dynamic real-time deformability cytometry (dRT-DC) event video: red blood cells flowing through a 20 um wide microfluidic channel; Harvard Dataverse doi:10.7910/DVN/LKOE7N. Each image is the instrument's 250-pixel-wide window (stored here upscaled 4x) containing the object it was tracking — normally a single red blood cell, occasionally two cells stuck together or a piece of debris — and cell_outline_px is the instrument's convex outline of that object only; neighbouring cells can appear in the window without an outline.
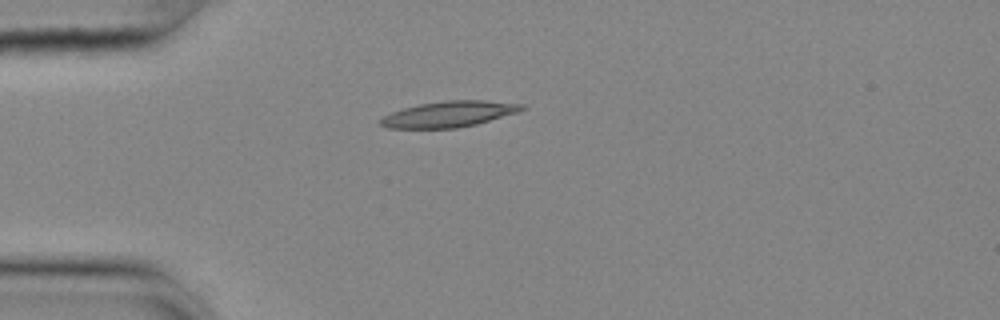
{"species": "common noctule bat (a hibernating species)", "species_latin": "Nyctalus noctula", "temperature_condition": "cold", "stored_images_in_passage": 42, "camera_frame_rate_fps": 3000, "um_per_image_px": 0.085, "animal": {"sex": "female", "body_mass_g": 25.1}, "frame": {"image": 1, "passage_image": 1, "time_ms": 0.0, "image_size_px": [1000, 320], "cell_outline_px": [[528, 108], [520, 112], [476, 124], [456, 128], [388, 128], [380, 124], [380, 120], [384, 116], [392, 112], [404, 108], [420, 104], [444, 100], [484, 100], [524, 104]], "centroid_in_image_um": [38.23, 9.69], "position_along_channel_um": 46.8, "area_um2": 21.33}}
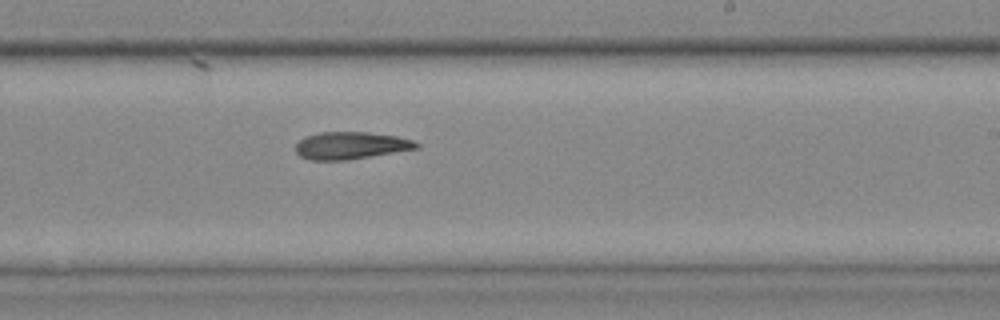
{"frame": {"image": 2, "passage_image": 20, "time_ms": 6.333, "image_size_px": [1000, 320], "cell_outline_px": [[420, 148], [348, 160], [312, 160], [300, 156], [296, 152], [296, 144], [304, 136], [320, 132], [368, 132], [396, 136], [412, 140], [420, 144]], "centroid_in_image_um": [29.82, 12.37], "position_along_channel_um": 259.2, "area_um2": 19.25}}
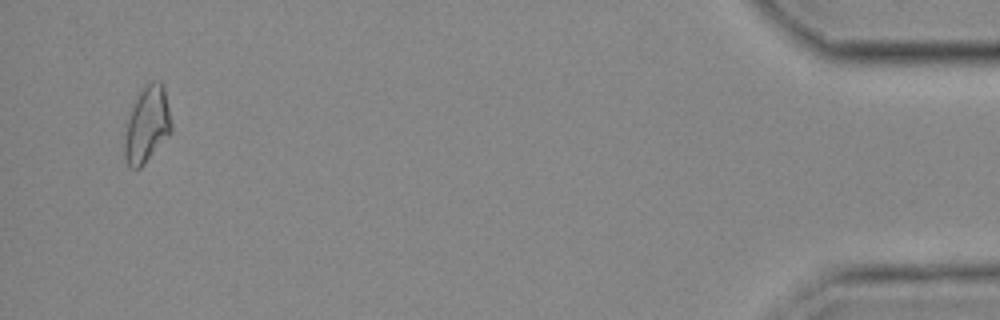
{"frame": {"image": 3, "passage_image": 40, "time_ms": 13.0, "image_size_px": [1000, 320], "cell_outline_px": [[172, 132], [144, 164], [140, 168], [132, 168], [128, 164], [124, 156], [124, 136], [128, 116], [136, 96], [152, 80], [160, 80], [164, 84], [172, 124]], "centroid_in_image_um": [12.5, 10.58], "position_along_channel_um": 422.7, "area_um2": 20.92}}